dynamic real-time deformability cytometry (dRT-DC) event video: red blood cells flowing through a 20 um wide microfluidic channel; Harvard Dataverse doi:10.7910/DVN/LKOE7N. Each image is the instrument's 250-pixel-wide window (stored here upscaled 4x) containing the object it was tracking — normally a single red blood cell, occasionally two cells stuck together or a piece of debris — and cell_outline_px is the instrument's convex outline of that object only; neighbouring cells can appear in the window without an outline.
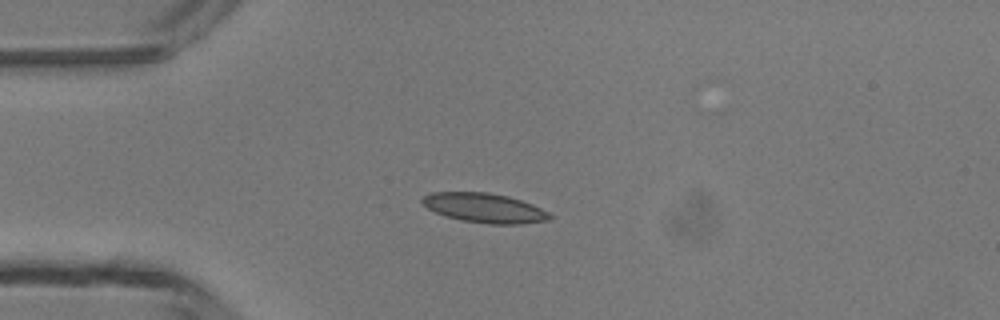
{"species": "common noctule bat (a hibernating species)", "species_latin": "Nyctalus noctula", "temperature_condition": "room temperature", "stored_images_in_passage": 1, "camera_frame_rate_fps": 3000, "um_per_image_px": 0.085, "animal": {"sex": "male", "body_mass_g": 13.3}, "frame": {"image": 1, "passage_image": 1, "time_ms": 0.0, "image_size_px": [1000, 320], "cell_outline_px": [[552, 216], [548, 220], [520, 224], [488, 224], [460, 220], [444, 216], [420, 204], [420, 200], [424, 196], [432, 192], [488, 192], [508, 196], [532, 204], [548, 212]], "centroid_in_image_um": [41.14, 17.67], "position_along_channel_um": 43.9, "area_um2": 21.96}}